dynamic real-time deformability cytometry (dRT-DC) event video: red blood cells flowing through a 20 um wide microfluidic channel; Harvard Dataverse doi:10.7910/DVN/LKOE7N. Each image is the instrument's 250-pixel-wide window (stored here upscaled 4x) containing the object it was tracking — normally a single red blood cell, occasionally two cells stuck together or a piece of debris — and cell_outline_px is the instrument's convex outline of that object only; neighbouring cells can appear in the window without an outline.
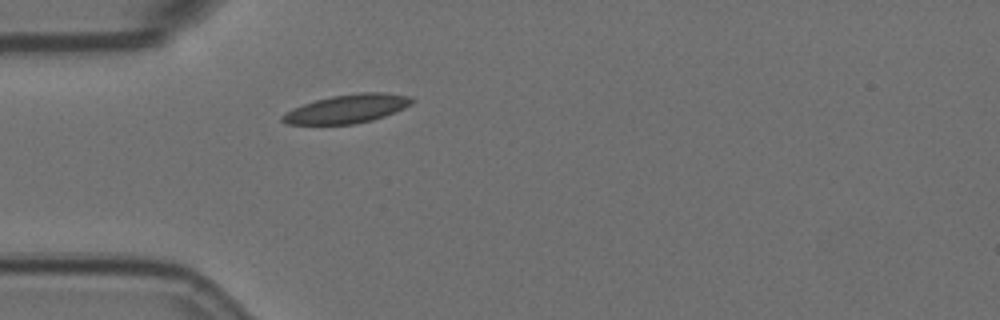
{"species": "Egyptian fruit bat (a non-hibernating species)", "species_latin": "Rousettus aegyptiacus", "temperature_condition": "room temperature", "stored_images_in_passage": 2, "camera_frame_rate_fps": 3000, "um_per_image_px": 0.085, "animal": {"sex": "female"}, "frame": {"image": 1, "passage_image": 1, "time_ms": 0.0, "image_size_px": [1000, 320], "cell_outline_px": [[416, 100], [412, 104], [396, 112], [372, 120], [352, 124], [284, 124], [280, 120], [280, 116], [284, 112], [292, 108], [316, 100], [332, 96], [360, 92], [384, 92], [412, 96]], "centroid_in_image_um": [29.52, 9.24], "position_along_channel_um": 55.5, "area_um2": 21.79}}